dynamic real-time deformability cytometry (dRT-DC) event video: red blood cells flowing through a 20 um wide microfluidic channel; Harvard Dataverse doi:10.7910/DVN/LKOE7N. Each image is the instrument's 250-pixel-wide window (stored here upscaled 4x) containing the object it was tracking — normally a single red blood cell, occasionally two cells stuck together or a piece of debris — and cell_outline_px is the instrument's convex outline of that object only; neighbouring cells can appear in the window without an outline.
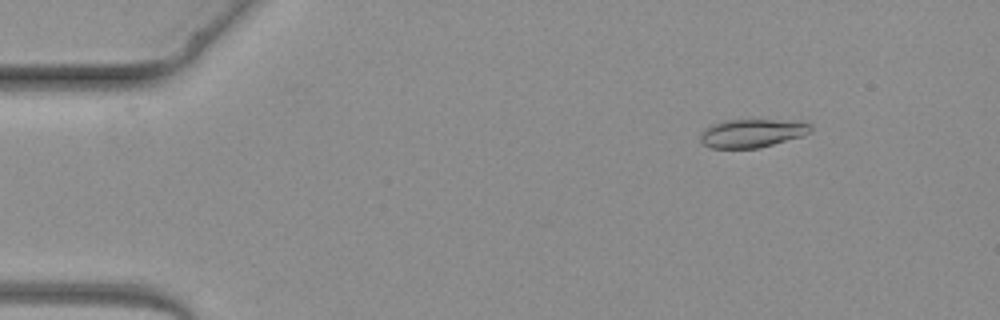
{"species": "common noctule bat (a hibernating species)", "species_latin": "Nyctalus noctula", "temperature_condition": "warm", "stored_images_in_passage": 4, "camera_frame_rate_fps": 3000, "um_per_image_px": 0.085, "animal": {"sex": "female", "body_mass_g": 19.3, "forearm_length_mm": 54.1}, "frame": {"image": 1, "passage_image": 2, "time_ms": 1.0, "image_size_px": [1000, 320], "cell_outline_px": [[812, 132], [804, 136], [760, 148], [712, 148], [704, 144], [700, 140], [700, 132], [704, 128], [712, 124], [724, 120], [800, 120], [812, 124]], "centroid_in_image_um": [63.99, 11.31], "position_along_channel_um": 21.0, "area_um2": 18.67}}
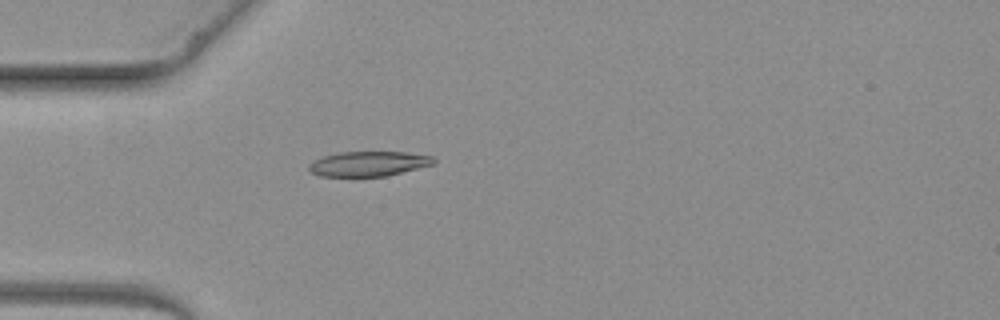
{"frame": {"image": 2, "passage_image": 4, "time_ms": 3.333, "image_size_px": [1000, 320], "cell_outline_px": [[436, 164], [384, 176], [320, 176], [312, 172], [308, 168], [308, 164], [312, 160], [324, 156], [340, 152], [408, 152], [432, 156], [436, 160]], "centroid_in_image_um": [31.34, 13.91], "position_along_channel_um": 53.7, "area_um2": 18.09}}